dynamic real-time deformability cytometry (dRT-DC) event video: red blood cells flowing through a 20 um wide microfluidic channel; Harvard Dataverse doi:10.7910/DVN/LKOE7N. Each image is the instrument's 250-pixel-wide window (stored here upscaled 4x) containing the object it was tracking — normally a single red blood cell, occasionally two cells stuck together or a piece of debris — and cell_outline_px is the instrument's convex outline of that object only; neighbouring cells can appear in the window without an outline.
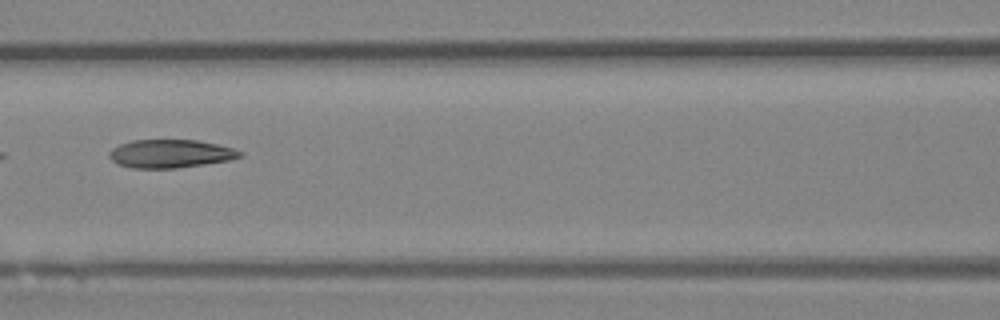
{"species": "Egyptian fruit bat (a non-hibernating species)", "species_latin": "Rousettus aegyptiacus", "temperature_condition": "room temperature", "stored_images_in_passage": 7, "camera_frame_rate_fps": 3000, "um_per_image_px": 0.085, "animal": {"sex": "female"}, "frame": {"image": 1, "passage_image": 6, "time_ms": 1.667, "image_size_px": [1000, 320], "cell_outline_px": [[244, 156], [228, 160], [204, 164], [176, 168], [132, 168], [116, 164], [108, 156], [108, 152], [112, 148], [120, 144], [132, 140], [196, 140], [220, 144], [244, 152]], "centroid_in_image_um": [14.48, 13.06], "position_along_channel_um": 152.1, "area_um2": 21.68}}
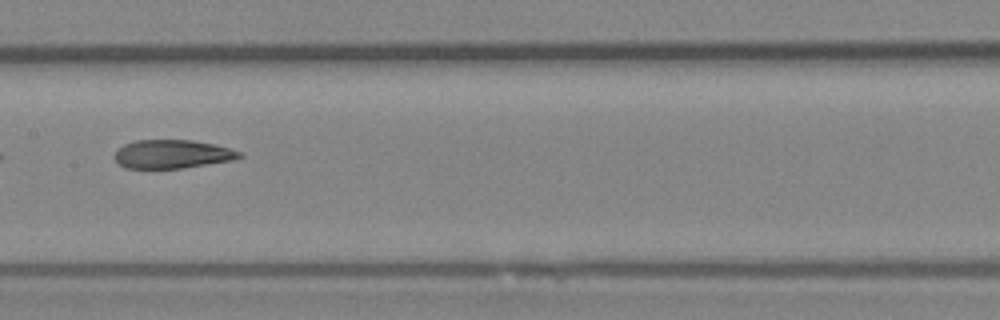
{"frame": {"image": 2, "passage_image": 7, "time_ms": 2.0, "image_size_px": [1000, 320], "cell_outline_px": [[244, 156], [232, 160], [184, 168], [124, 168], [112, 156], [124, 144], [136, 140], [192, 140], [212, 144], [228, 148], [240, 152]], "centroid_in_image_um": [14.62, 13.1], "position_along_channel_um": 192.8, "area_um2": 20.63}}